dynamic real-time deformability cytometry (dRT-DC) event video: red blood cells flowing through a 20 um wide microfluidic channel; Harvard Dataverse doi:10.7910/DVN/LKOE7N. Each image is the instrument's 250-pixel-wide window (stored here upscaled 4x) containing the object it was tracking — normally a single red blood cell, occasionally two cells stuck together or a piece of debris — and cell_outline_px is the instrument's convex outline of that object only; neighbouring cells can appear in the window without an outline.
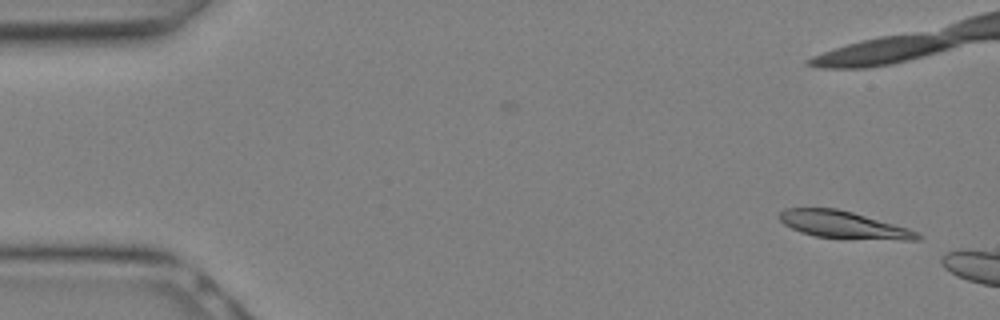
{"species": "Egyptian fruit bat (a non-hibernating species)", "species_latin": "Rousettus aegyptiacus", "temperature_condition": "warm", "stored_images_in_passage": 3, "camera_frame_rate_fps": 3000, "um_per_image_px": 0.085, "animal": {"sex": "female"}, "frame": {"image": 1, "passage_image": 1, "time_ms": 0.0, "image_size_px": [1000, 320], "cell_outline_px": [[924, 236], [920, 240], [900, 240], [816, 236], [800, 232], [784, 224], [780, 220], [780, 212], [784, 208], [836, 208], [852, 212], [908, 228]], "centroid_in_image_um": [71.7, 19.1], "position_along_channel_um": 13.3, "area_um2": 21.5}}